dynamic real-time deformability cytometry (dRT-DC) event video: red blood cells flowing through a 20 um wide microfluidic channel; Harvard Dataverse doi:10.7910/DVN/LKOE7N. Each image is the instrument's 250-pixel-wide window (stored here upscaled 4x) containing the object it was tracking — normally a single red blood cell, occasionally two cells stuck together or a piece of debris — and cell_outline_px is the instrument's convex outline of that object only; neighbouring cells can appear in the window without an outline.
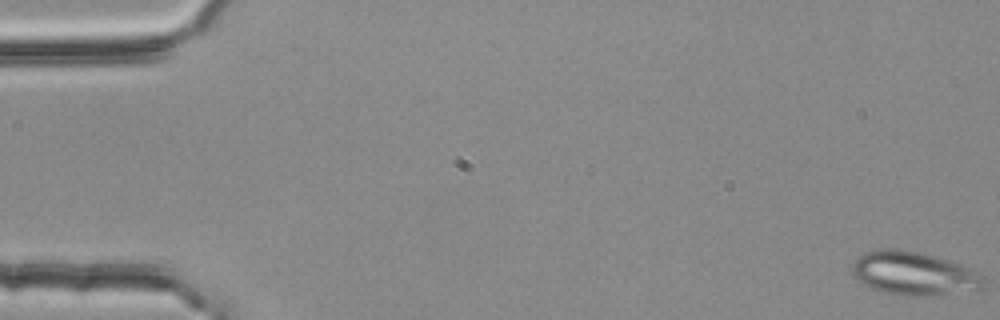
{"species": "common noctule bat (a hibernating species)", "species_latin": "Nyctalus noctula", "temperature_condition": "room temperature", "stored_images_in_passage": 54, "camera_frame_rate_fps": 3000, "um_per_image_px": 0.085, "animal": {"sex": "female", "body_mass_g": 25.1}, "frame": {"image": 1, "passage_image": 1, "time_ms": 0.0, "image_size_px": [1000, 320], "cell_outline_px": [[984, 288], [980, 292], [932, 296], [904, 296], [884, 292], [872, 288], [864, 284], [852, 276], [852, 264], [856, 256], [864, 252], [880, 248], [900, 248], [920, 252], [948, 260], [972, 268], [980, 272], [984, 276]], "centroid_in_image_um": [77.74, 23.26], "position_along_channel_um": 7.3, "area_um2": 34.51}}
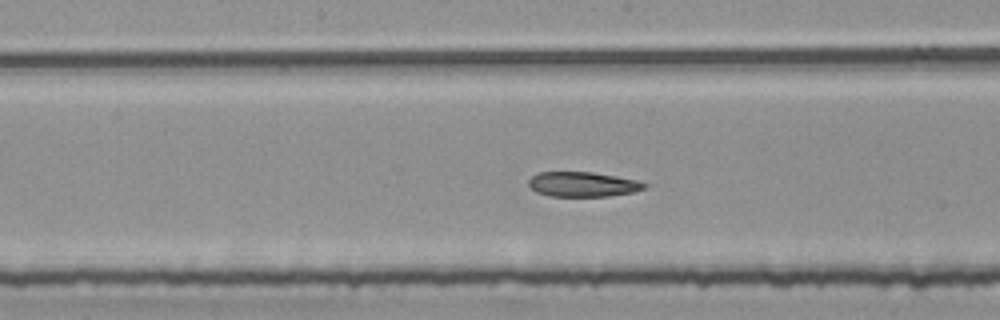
{"frame": {"image": 2, "passage_image": 29, "time_ms": 9.333, "image_size_px": [1000, 320], "cell_outline_px": [[648, 184], [644, 188], [632, 192], [608, 196], [548, 196], [536, 192], [528, 184], [528, 180], [532, 176], [540, 172], [592, 172], [616, 176], [636, 180]], "centroid_in_image_um": [49.51, 15.66], "position_along_channel_um": 198.7, "area_um2": 16.65}}
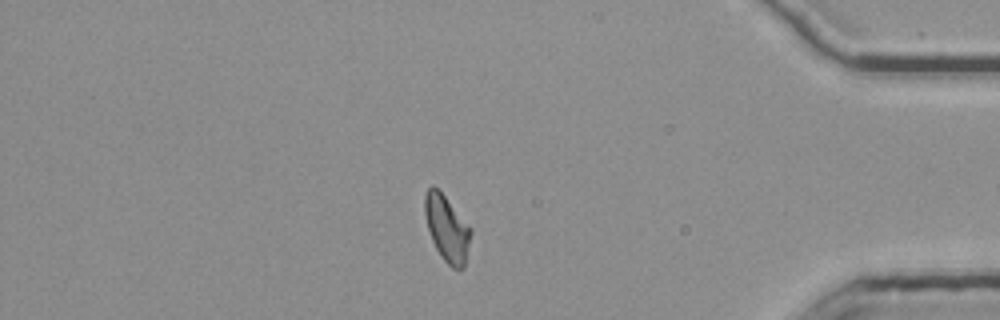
{"frame": {"image": 3, "passage_image": 48, "time_ms": 15.667, "image_size_px": [1000, 320], "cell_outline_px": [[472, 232], [464, 268], [452, 268], [444, 260], [436, 248], [432, 240], [428, 228], [424, 212], [424, 192], [432, 184], [444, 196], [472, 228]], "centroid_in_image_um": [37.99, 19.41], "position_along_channel_um": 397.2, "area_um2": 17.57}, "authors_computed_cell_mechanics": {"area_um2": 18.4093, "velocity_mm_per_s": 3.7255, "shape_relaxation_time_tau1_ms": null, "shape_relaxation_time_tau2_ms": 5.2601, "deformation_change_tau1": null, "deformation_change_tau2": 0.1244}}